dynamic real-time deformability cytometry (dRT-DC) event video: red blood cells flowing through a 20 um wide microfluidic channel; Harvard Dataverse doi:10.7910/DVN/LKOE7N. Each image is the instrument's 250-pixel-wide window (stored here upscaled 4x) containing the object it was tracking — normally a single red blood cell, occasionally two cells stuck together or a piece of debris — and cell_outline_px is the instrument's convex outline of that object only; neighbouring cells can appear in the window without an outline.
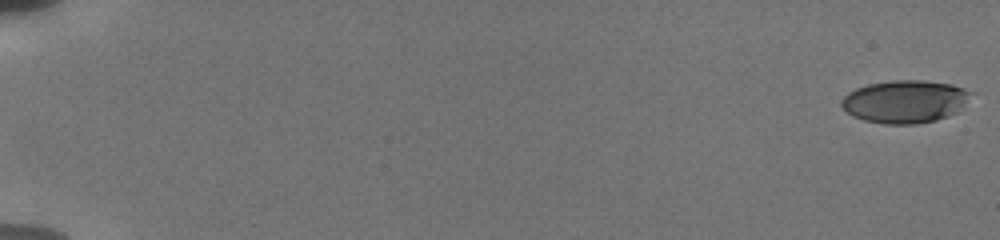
{"species": "human", "species_latin": "Homo sapiens", "temperature_condition": "cold", "stored_images_in_passage": 56, "camera_frame_rate_fps": 3000, "um_per_image_px": 0.085, "donor": {"sex": "male"}, "frame": {"image": 1, "passage_image": 1, "time_ms": 0.0, "image_size_px": [1000, 240], "cell_outline_px": [[972, 92], [956, 112], [948, 116], [936, 120], [916, 124], [884, 124], [864, 120], [852, 116], [840, 104], [840, 100], [848, 92], [856, 88], [868, 84], [892, 80], [924, 80], [952, 84], [964, 88]], "centroid_in_image_um": [76.88, 8.62], "position_along_channel_um": 8.1, "area_um2": 32.14}}
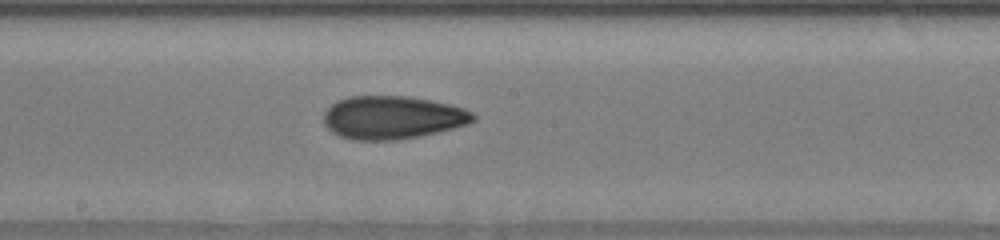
{"frame": {"image": 2, "passage_image": 33, "time_ms": 10.667, "image_size_px": [1000, 240], "cell_outline_px": [[476, 120], [468, 124], [436, 132], [396, 140], [352, 140], [340, 136], [332, 132], [324, 124], [324, 112], [336, 100], [348, 96], [408, 96], [448, 104], [464, 108], [472, 112], [476, 116]], "centroid_in_image_um": [33.33, 9.98], "position_along_channel_um": 214.9, "area_um2": 37.45}}
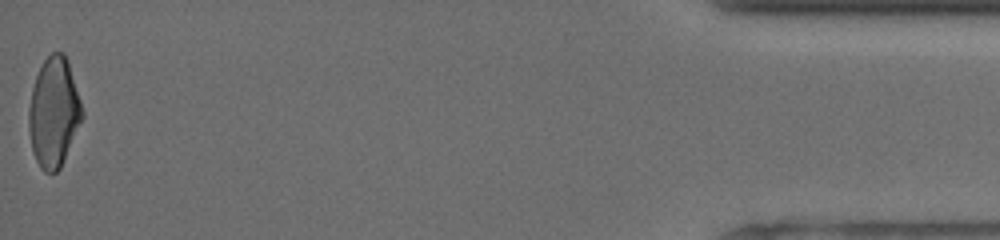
{"frame": {"image": 3, "passage_image": 56, "time_ms": 18.333, "image_size_px": [1000, 240], "cell_outline_px": [[84, 116], [60, 168], [56, 172], [44, 172], [40, 168], [32, 152], [28, 128], [28, 108], [32, 88], [36, 76], [44, 60], [52, 52], [64, 52], [68, 60], [84, 112]], "centroid_in_image_um": [4.57, 9.55], "position_along_channel_um": 430.6, "area_um2": 34.22}, "authors_computed_cell_mechanics": {"area_um2": 34.3332, "velocity_mm_per_s": 3.8452, "shape_relaxation_time_tau1_ms": 6.8414, "shape_relaxation_time_tau2_ms": 3.4532, "deformation_change_tau1": 0.1977, "deformation_change_tau2": 0.1066}}